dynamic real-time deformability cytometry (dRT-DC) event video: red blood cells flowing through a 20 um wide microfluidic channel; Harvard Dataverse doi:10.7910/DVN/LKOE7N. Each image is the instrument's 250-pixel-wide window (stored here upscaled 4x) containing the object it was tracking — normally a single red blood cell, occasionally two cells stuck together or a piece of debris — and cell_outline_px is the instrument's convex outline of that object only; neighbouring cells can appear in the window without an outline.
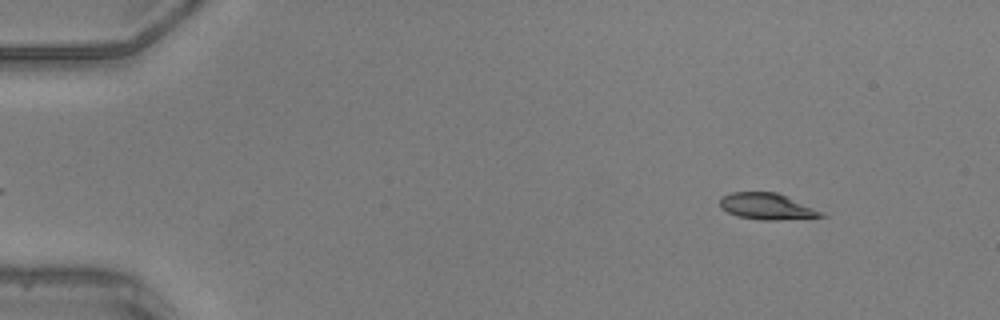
{"species": "common noctule bat (a hibernating species)", "species_latin": "Nyctalus noctula", "temperature_condition": "warm", "stored_images_in_passage": 46, "camera_frame_rate_fps": 3000, "um_per_image_px": 0.085, "animal": {"sex": "male", "body_mass_g": 20.5, "forearm_length_mm": 52.5}, "frame": {"image": 1, "passage_image": 2, "time_ms": 0.333, "image_size_px": [1000, 320], "cell_outline_px": [[828, 216], [776, 220], [764, 220], [740, 216], [728, 212], [720, 208], [720, 196], [732, 192], [776, 192], [824, 212]], "centroid_in_image_um": [65.18, 17.54], "position_along_channel_um": 19.8, "area_um2": 15.37}}
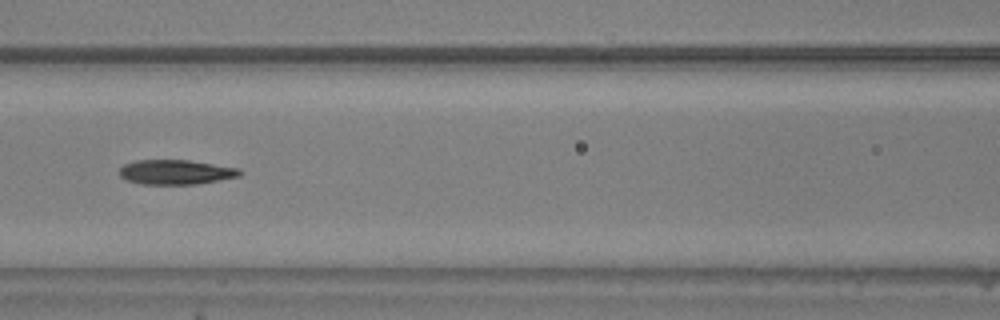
{"frame": {"image": 2, "passage_image": 19, "time_ms": 6.0, "image_size_px": [1000, 320], "cell_outline_px": [[244, 172], [240, 176], [220, 180], [196, 184], [140, 184], [128, 180], [120, 176], [120, 168], [124, 164], [136, 160], [188, 160], [240, 168]], "centroid_in_image_um": [14.98, 14.63], "position_along_channel_um": 151.6, "area_um2": 17.34}}
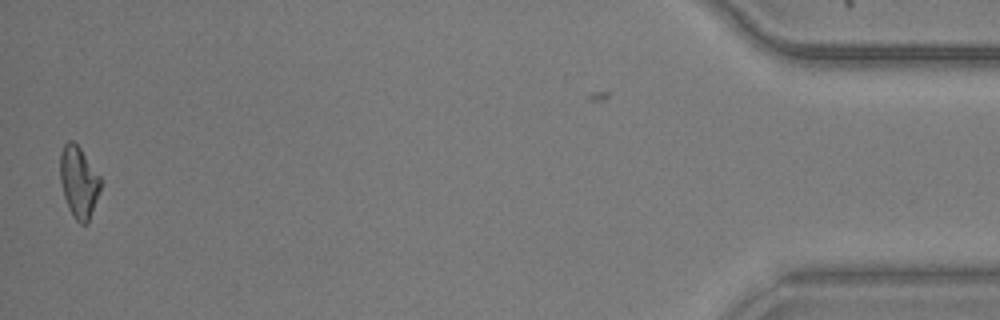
{"frame": {"image": 3, "passage_image": 45, "time_ms": 14.667, "image_size_px": [1000, 320], "cell_outline_px": [[100, 192], [88, 224], [80, 224], [76, 220], [68, 208], [64, 196], [60, 180], [60, 152], [64, 144], [68, 140], [72, 140], [80, 148], [100, 176]], "centroid_in_image_um": [6.69, 15.48], "position_along_channel_um": 428.5, "area_um2": 16.88}, "authors_computed_cell_mechanics": {"area_um2": 17.2822, "velocity_mm_per_s": 4.1842, "shape_relaxation_time_tau1_ms": null, "shape_relaxation_time_tau2_ms": 3.8952, "deformation_change_tau1": null, "deformation_change_tau2": 0.1211}}